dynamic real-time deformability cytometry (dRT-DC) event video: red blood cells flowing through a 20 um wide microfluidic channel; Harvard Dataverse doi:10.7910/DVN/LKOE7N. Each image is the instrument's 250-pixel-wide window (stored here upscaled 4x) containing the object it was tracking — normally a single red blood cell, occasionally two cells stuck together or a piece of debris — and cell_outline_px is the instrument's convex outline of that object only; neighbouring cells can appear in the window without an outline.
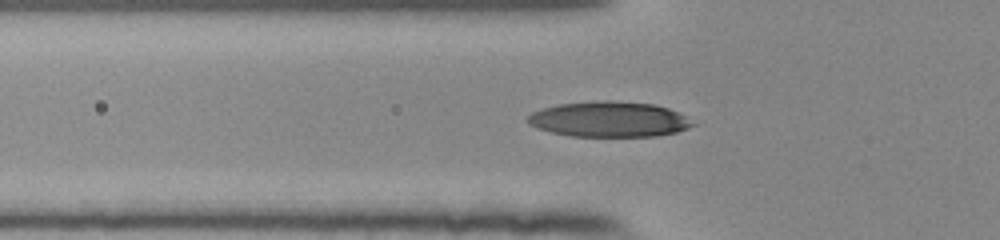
{"species": "human", "species_latin": "Homo sapiens", "temperature_condition": "room temperature", "stored_images_in_passage": 33, "camera_frame_rate_fps": 3000, "um_per_image_px": 0.085, "donor": {"sex": "female"}, "frame": {"image": 1, "passage_image": 2, "time_ms": 0.333, "image_size_px": [1000, 240], "cell_outline_px": [[700, 124], [676, 132], [656, 136], [572, 136], [552, 132], [536, 128], [528, 124], [528, 116], [532, 112], [544, 108], [560, 104], [604, 100], [608, 100], [656, 104], [668, 108]], "centroid_in_image_um": [51.81, 10.14], "position_along_channel_um": 74.0, "area_um2": 33.99}}
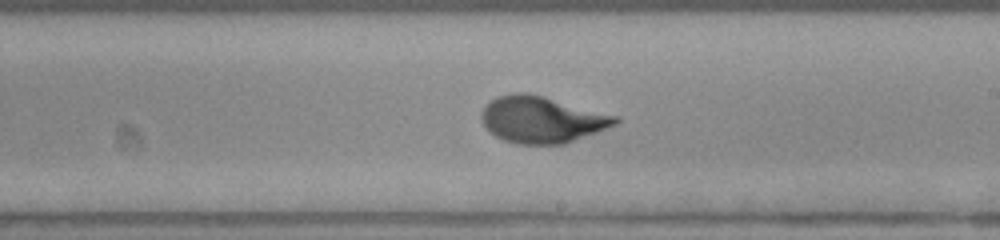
{"frame": {"image": 2, "passage_image": 15, "time_ms": 4.667, "image_size_px": [1000, 240], "cell_outline_px": [[620, 120], [616, 124], [608, 128], [564, 144], [520, 144], [504, 140], [496, 136], [480, 120], [480, 112], [496, 96], [512, 92], [528, 92], [544, 96], [620, 116]], "centroid_in_image_um": [46.08, 10.15], "position_along_channel_um": 242.9, "area_um2": 36.41}}
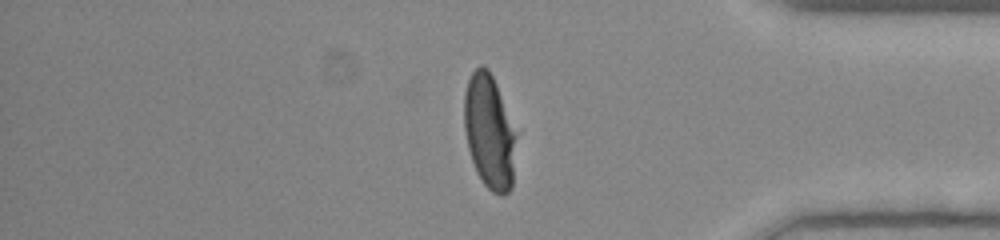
{"frame": {"image": 3, "passage_image": 28, "time_ms": 9.0, "image_size_px": [1000, 240], "cell_outline_px": [[516, 136], [512, 188], [504, 196], [500, 196], [492, 192], [484, 184], [476, 172], [468, 148], [464, 128], [464, 92], [468, 80], [472, 72], [480, 64], [488, 68], [496, 84]], "centroid_in_image_um": [41.57, 11.23], "position_along_channel_um": 393.6, "area_um2": 34.33}}